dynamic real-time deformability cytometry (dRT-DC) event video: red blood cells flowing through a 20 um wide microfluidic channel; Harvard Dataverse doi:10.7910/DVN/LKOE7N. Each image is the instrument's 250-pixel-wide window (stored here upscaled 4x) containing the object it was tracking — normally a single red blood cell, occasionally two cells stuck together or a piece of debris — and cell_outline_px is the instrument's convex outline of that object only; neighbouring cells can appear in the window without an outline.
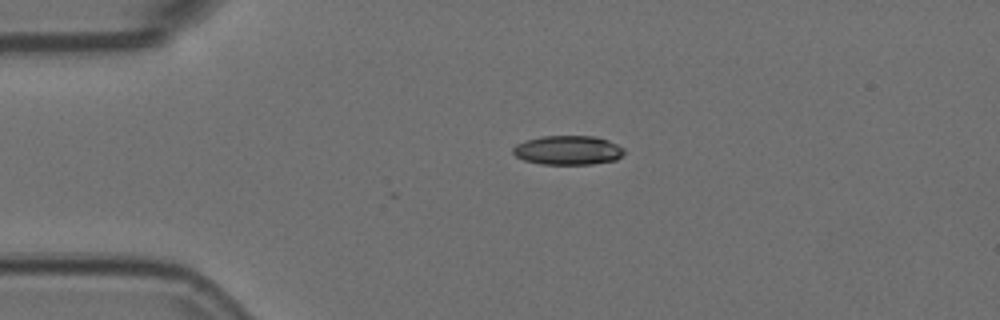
{"species": "Egyptian fruit bat (a non-hibernating species)", "species_latin": "Rousettus aegyptiacus", "temperature_condition": "room temperature", "stored_images_in_passage": 5, "camera_frame_rate_fps": 3000, "um_per_image_px": 0.085, "animal": {"sex": "female"}, "frame": {"image": 1, "passage_image": 1, "time_ms": 0.0, "image_size_px": [1000, 320], "cell_outline_px": [[624, 152], [616, 160], [592, 164], [540, 164], [524, 160], [516, 156], [512, 152], [512, 148], [516, 144], [524, 140], [540, 136], [592, 136], [608, 140], [624, 148]], "centroid_in_image_um": [48.24, 12.76], "position_along_channel_um": 36.8, "area_um2": 18.96}}